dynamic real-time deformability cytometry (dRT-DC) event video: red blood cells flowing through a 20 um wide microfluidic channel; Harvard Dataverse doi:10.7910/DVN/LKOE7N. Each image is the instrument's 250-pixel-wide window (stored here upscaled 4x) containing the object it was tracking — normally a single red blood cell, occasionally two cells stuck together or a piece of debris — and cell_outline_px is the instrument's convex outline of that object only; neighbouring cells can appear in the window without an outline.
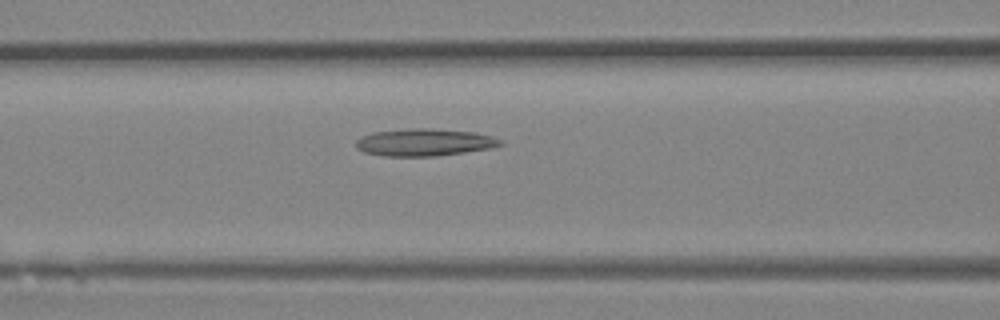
{"species": "Egyptian fruit bat (a non-hibernating species)", "species_latin": "Rousettus aegyptiacus", "temperature_condition": "room temperature", "stored_images_in_passage": 32, "camera_frame_rate_fps": 3000, "um_per_image_px": 0.085, "animal": {"sex": "female"}, "frame": {"image": 1, "passage_image": 8, "time_ms": 2.333, "image_size_px": [1000, 320], "cell_outline_px": [[504, 144], [492, 148], [436, 156], [384, 156], [364, 152], [356, 148], [356, 140], [360, 136], [372, 132], [412, 128], [432, 128], [476, 132], [492, 136], [500, 140]], "centroid_in_image_um": [36.06, 12.09], "position_along_channel_um": 130.5, "area_um2": 23.12}}
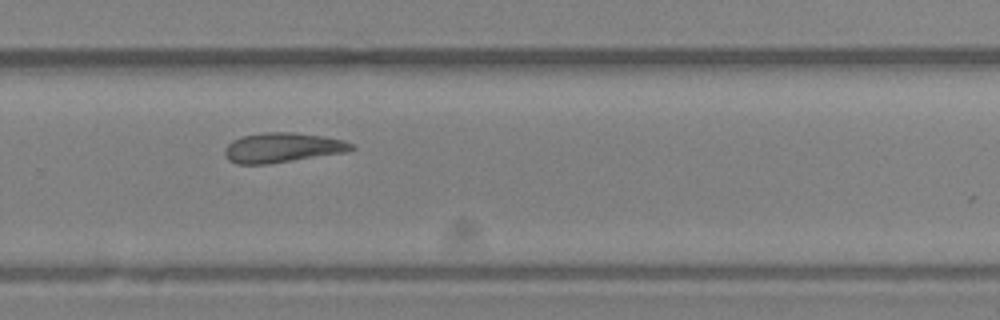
{"frame": {"image": 2, "passage_image": 19, "time_ms": 6.0, "image_size_px": [1000, 320], "cell_outline_px": [[356, 148], [348, 152], [268, 164], [236, 164], [228, 160], [224, 156], [224, 148], [232, 140], [244, 136], [264, 132], [292, 132], [324, 136], [344, 140], [352, 144]], "centroid_in_image_um": [24.0, 12.55], "position_along_channel_um": 305.8, "area_um2": 22.14}}
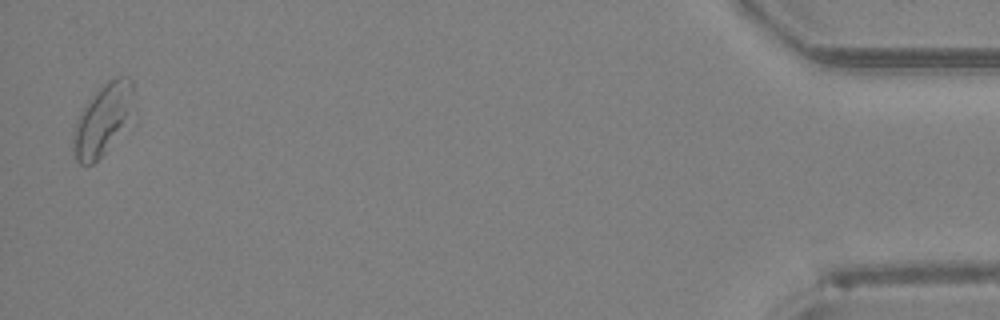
{"frame": {"image": 3, "passage_image": 32, "time_ms": 10.333, "image_size_px": [1000, 320], "cell_outline_px": [[132, 92], [124, 116], [120, 124], [104, 152], [92, 164], [80, 164], [76, 160], [72, 148], [72, 140], [76, 120], [80, 112], [88, 100], [112, 76], [128, 76], [132, 80]], "centroid_in_image_um": [8.57, 10.13], "position_along_channel_um": 426.6, "area_um2": 22.95}}